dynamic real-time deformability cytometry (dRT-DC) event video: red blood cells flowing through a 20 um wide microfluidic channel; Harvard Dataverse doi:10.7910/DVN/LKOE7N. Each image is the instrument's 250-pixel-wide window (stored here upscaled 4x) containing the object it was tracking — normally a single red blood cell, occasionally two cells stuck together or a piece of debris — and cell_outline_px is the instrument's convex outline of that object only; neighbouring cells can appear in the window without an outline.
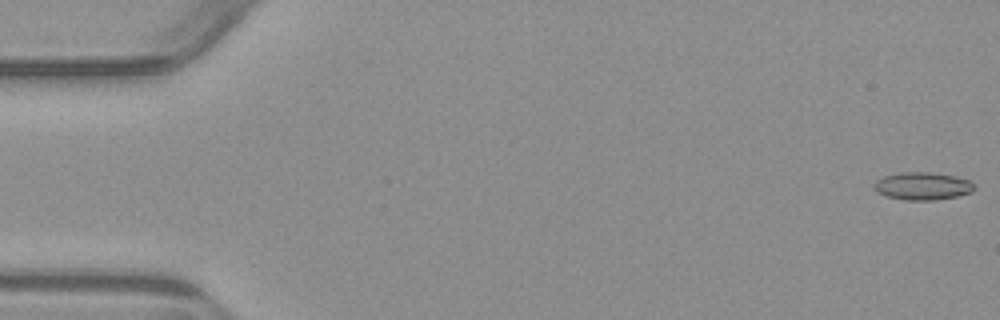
{"species": "common noctule bat (a hibernating species)", "species_latin": "Nyctalus noctula", "temperature_condition": "warm", "stored_images_in_passage": 5, "camera_frame_rate_fps": 3000, "um_per_image_px": 0.085, "animal": {"sex": "male", "body_mass_g": 23.1, "forearm_length_mm": 52.7}, "frame": {"image": 1, "passage_image": 1, "time_ms": 0.0, "image_size_px": [1000, 320], "cell_outline_px": [[976, 188], [972, 192], [956, 196], [936, 200], [904, 200], [888, 196], [876, 192], [872, 184], [876, 180], [884, 176], [904, 172], [928, 172], [956, 176], [968, 180]], "centroid_in_image_um": [78.4, 15.82], "position_along_channel_um": 6.6, "area_um2": 16.13}}
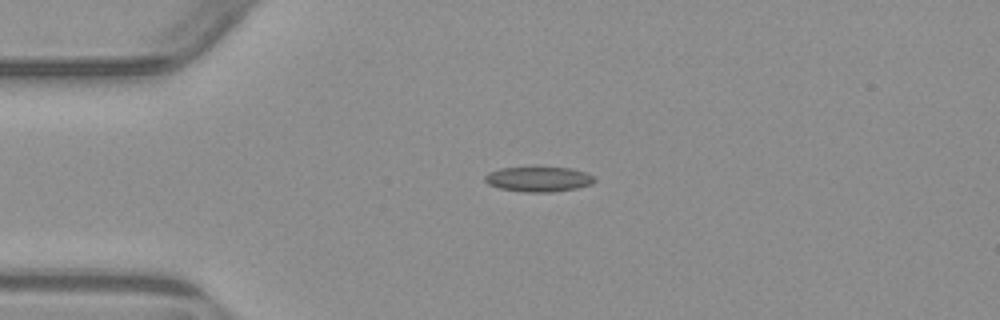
{"frame": {"image": 2, "passage_image": 4, "time_ms": 4.0, "image_size_px": [1000, 320], "cell_outline_px": [[596, 180], [592, 184], [576, 188], [552, 192], [524, 192], [500, 188], [488, 184], [484, 180], [484, 176], [488, 172], [500, 168], [572, 168], [584, 172], [592, 176]], "centroid_in_image_um": [45.75, 15.24], "position_along_channel_um": 39.2, "area_um2": 15.78}}